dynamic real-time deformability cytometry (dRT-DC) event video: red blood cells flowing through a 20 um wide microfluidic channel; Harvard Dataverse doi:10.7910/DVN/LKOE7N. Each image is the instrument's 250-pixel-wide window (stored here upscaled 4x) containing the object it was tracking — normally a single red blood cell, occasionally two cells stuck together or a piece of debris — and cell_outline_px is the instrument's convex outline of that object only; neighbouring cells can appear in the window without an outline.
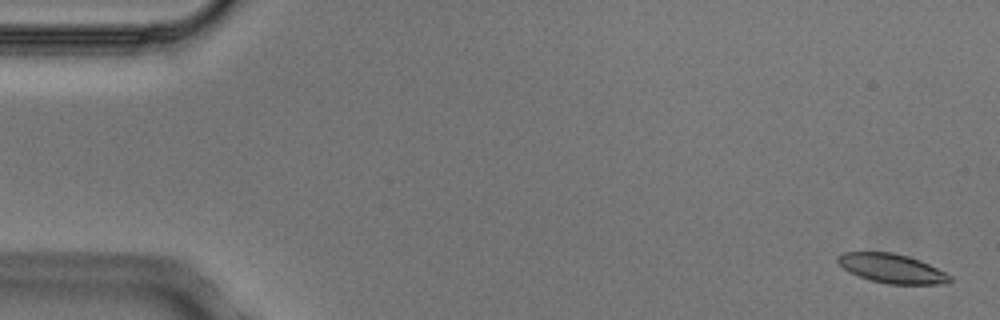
{"species": "Egyptian fruit bat (a non-hibernating species)", "species_latin": "Rousettus aegyptiacus", "temperature_condition": "cold", "stored_images_in_passage": 5, "camera_frame_rate_fps": 3000, "um_per_image_px": 0.085, "animal": {"sex": "male"}, "frame": {"image": 1, "passage_image": 1, "time_ms": 0.0, "image_size_px": [1000, 320], "cell_outline_px": [[952, 280], [948, 284], [888, 284], [868, 280], [844, 268], [836, 260], [836, 256], [844, 252], [892, 252], [908, 256], [920, 260], [952, 276]], "centroid_in_image_um": [75.83, 22.82], "position_along_channel_um": 9.2, "area_um2": 19.02}}
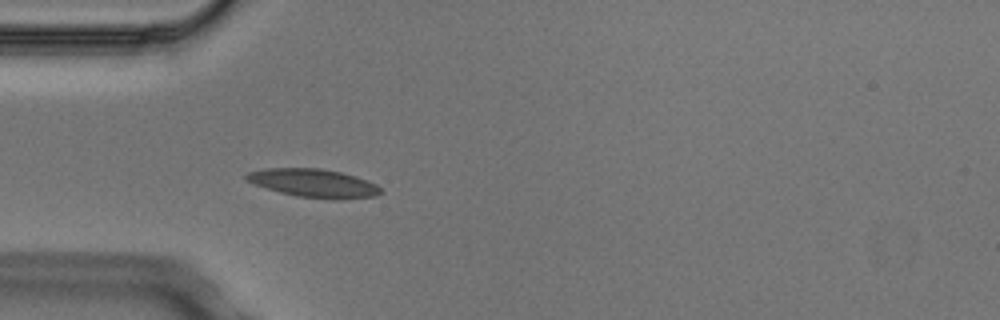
{"frame": {"image": 2, "passage_image": 5, "time_ms": 1.333, "image_size_px": [1000, 320], "cell_outline_px": [[384, 192], [376, 196], [340, 200], [332, 200], [296, 196], [280, 192], [252, 184], [244, 180], [244, 176], [248, 172], [264, 168], [320, 168], [340, 172], [356, 176], [368, 180], [376, 184]], "centroid_in_image_um": [26.66, 15.57], "position_along_channel_um": 58.3, "area_um2": 22.6}}